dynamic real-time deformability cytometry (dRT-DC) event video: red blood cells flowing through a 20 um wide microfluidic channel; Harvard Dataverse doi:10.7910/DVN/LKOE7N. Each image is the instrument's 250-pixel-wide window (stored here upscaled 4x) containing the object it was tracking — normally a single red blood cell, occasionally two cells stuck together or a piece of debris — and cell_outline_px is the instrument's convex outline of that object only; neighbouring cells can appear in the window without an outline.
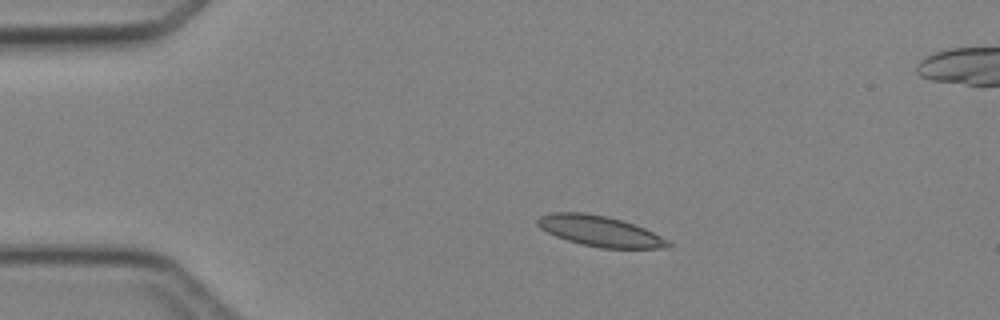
{"species": "Egyptian fruit bat (a non-hibernating species)", "species_latin": "Rousettus aegyptiacus", "temperature_condition": "cold", "stored_images_in_passage": 4, "camera_frame_rate_fps": 3000, "um_per_image_px": 0.085, "animal": {"sex": "female"}, "frame": {"image": 1, "passage_image": 2, "time_ms": 1.333, "image_size_px": [1000, 320], "cell_outline_px": [[672, 244], [668, 248], [600, 248], [568, 240], [556, 236], [540, 228], [536, 224], [536, 220], [540, 216], [552, 212], [584, 212], [604, 216], [620, 220], [644, 228], [668, 240]], "centroid_in_image_um": [50.97, 19.64], "position_along_channel_um": 34.0, "area_um2": 22.95}}